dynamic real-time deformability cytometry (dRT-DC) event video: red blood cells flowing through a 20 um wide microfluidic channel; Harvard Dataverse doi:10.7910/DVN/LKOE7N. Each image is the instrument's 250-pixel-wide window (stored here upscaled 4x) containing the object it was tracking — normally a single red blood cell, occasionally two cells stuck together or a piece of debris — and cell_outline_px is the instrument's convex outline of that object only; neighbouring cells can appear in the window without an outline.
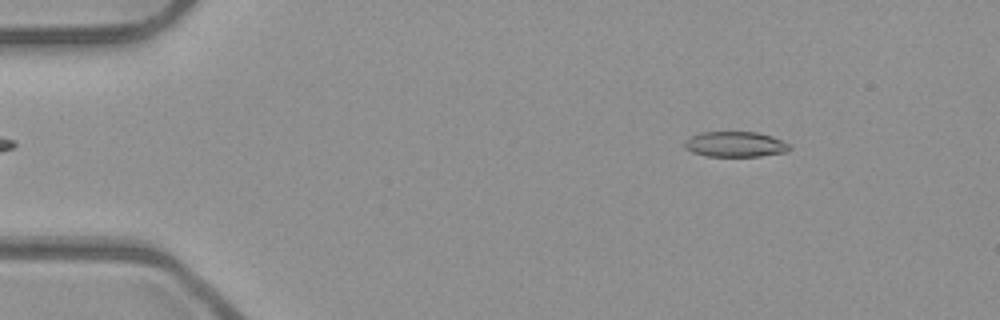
{"species": "common noctule bat (a hibernating species)", "species_latin": "Nyctalus noctula", "temperature_condition": "room temperature", "stored_images_in_passage": 46, "camera_frame_rate_fps": 3000, "um_per_image_px": 0.085, "animal": {"sex": "male", "body_mass_g": 23.1, "forearm_length_mm": 52.7}, "frame": {"image": 1, "passage_image": 1, "time_ms": 0.0, "image_size_px": [1000, 320], "cell_outline_px": [[792, 148], [784, 152], [760, 156], [704, 156], [692, 152], [684, 144], [684, 140], [700, 132], [756, 132], [772, 136], [792, 144]], "centroid_in_image_um": [62.53, 12.26], "position_along_channel_um": 22.5, "area_um2": 15.55}}
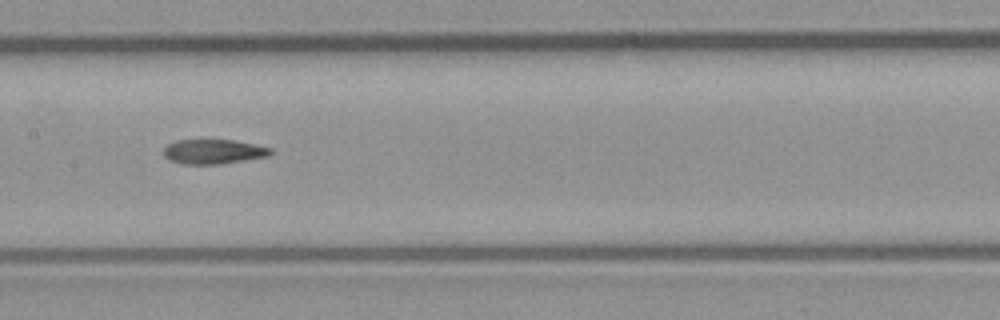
{"frame": {"image": 2, "passage_image": 20, "time_ms": 6.333, "image_size_px": [1000, 320], "cell_outline_px": [[272, 152], [268, 156], [220, 164], [180, 164], [168, 160], [164, 156], [164, 148], [168, 144], [176, 140], [236, 140], [272, 148]], "centroid_in_image_um": [18.12, 12.89], "position_along_channel_um": 189.3, "area_um2": 15.37}}
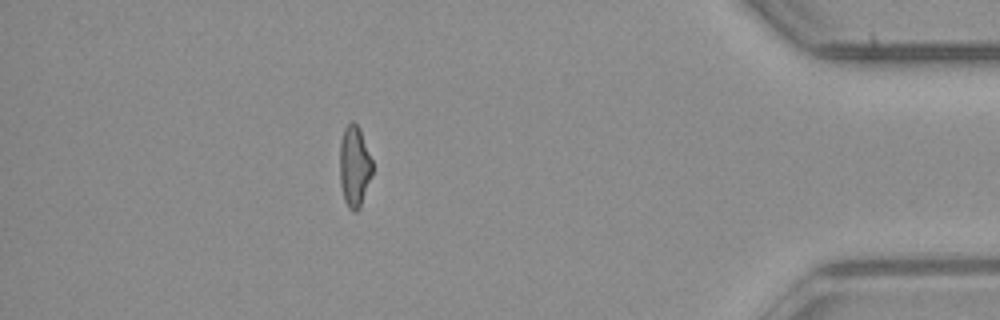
{"frame": {"image": 3, "passage_image": 40, "time_ms": 13.0, "image_size_px": [1000, 320], "cell_outline_px": [[372, 172], [360, 208], [356, 212], [352, 212], [348, 208], [344, 200], [340, 184], [340, 144], [344, 128], [352, 120], [360, 128], [372, 160]], "centroid_in_image_um": [30.11, 14.15], "position_along_channel_um": 405.1, "area_um2": 15.43}, "authors_computed_cell_mechanics": {"area_um2": 15.8661, "velocity_mm_per_s": 3.956, "shape_relaxation_time_tau1_ms": 9.6283, "shape_relaxation_time_tau2_ms": 5.079, "deformation_change_tau1": 0.2692, "deformation_change_tau2": 0.1346}}